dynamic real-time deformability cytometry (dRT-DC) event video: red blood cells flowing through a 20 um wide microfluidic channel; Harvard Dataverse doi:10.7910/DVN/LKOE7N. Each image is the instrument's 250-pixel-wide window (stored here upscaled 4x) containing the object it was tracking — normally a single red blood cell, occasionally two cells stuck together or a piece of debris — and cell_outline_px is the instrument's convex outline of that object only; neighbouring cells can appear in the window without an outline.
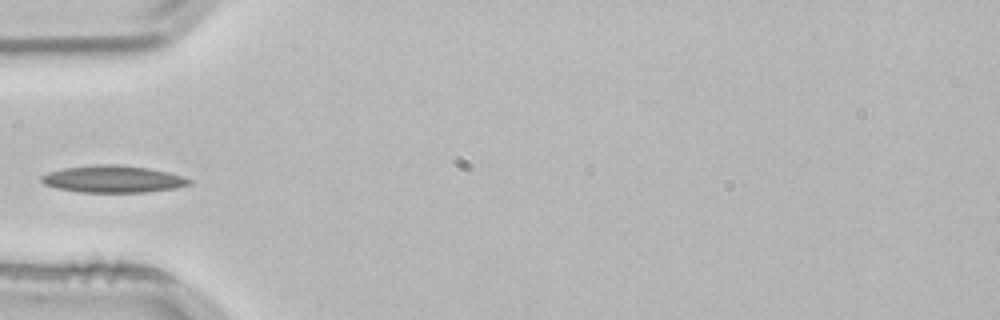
{"species": "common noctule bat (a hibernating species)", "species_latin": "Nyctalus noctula", "temperature_condition": "room temperature", "stored_images_in_passage": 37, "camera_frame_rate_fps": 3000, "um_per_image_px": 0.085, "animal": {"sex": "male", "body_mass_g": 21.5, "forearm_length_mm": 52.0}, "frame": {"image": 1, "passage_image": 1, "time_ms": 0.0, "image_size_px": [1000, 320], "cell_outline_px": [[192, 184], [176, 188], [144, 192], [80, 192], [56, 188], [44, 184], [40, 180], [40, 176], [48, 172], [64, 168], [96, 164], [120, 164], [148, 168], [168, 172], [192, 180]], "centroid_in_image_um": [9.58, 15.21], "position_along_channel_um": 75.4, "area_um2": 23.35}}
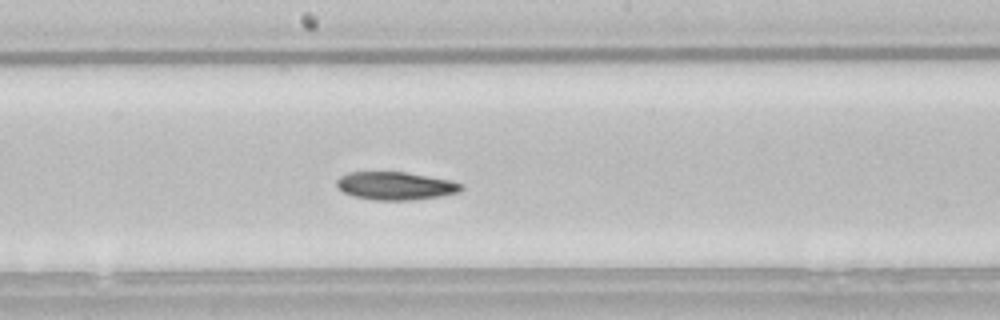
{"frame": {"image": 2, "passage_image": 12, "time_ms": 3.667, "image_size_px": [1000, 320], "cell_outline_px": [[464, 188], [460, 192], [440, 196], [412, 200], [376, 200], [352, 196], [344, 192], [336, 184], [336, 180], [340, 176], [348, 172], [408, 172], [452, 180], [460, 184]], "centroid_in_image_um": [33.63, 15.79], "position_along_channel_um": 214.6, "area_um2": 20.4}}
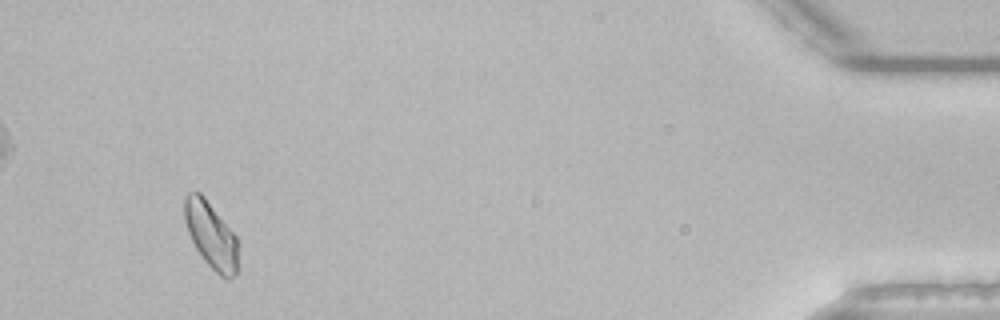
{"frame": {"image": 3, "passage_image": 34, "time_ms": 11.0, "image_size_px": [1000, 320], "cell_outline_px": [[240, 272], [236, 276], [228, 280], [224, 280], [204, 260], [196, 248], [188, 232], [184, 220], [184, 196], [188, 192], [200, 192], [204, 196], [236, 236], [240, 244]], "centroid_in_image_um": [18.01, 20.07], "position_along_channel_um": 417.2, "area_um2": 21.44}}